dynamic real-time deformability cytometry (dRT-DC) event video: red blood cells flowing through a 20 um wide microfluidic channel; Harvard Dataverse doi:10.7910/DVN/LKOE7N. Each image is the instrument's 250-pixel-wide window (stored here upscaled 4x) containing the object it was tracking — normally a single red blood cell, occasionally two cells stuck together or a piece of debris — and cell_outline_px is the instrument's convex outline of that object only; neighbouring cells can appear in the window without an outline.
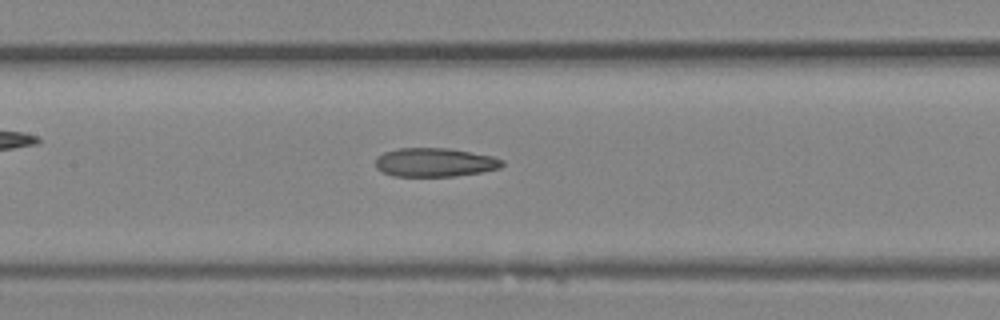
{"species": "Egyptian fruit bat (a non-hibernating species)", "species_latin": "Rousettus aegyptiacus", "temperature_condition": "room temperature", "stored_images_in_passage": 26, "camera_frame_rate_fps": 3000, "um_per_image_px": 0.085, "animal": {"sex": "female"}, "frame": {"image": 1, "passage_image": 15, "time_ms": 4.667, "image_size_px": [1000, 320], "cell_outline_px": [[504, 164], [500, 168], [480, 172], [452, 176], [392, 176], [380, 172], [376, 168], [376, 156], [384, 152], [396, 148], [448, 148], [492, 156], [504, 160]], "centroid_in_image_um": [36.91, 13.8], "position_along_channel_um": 170.5, "area_um2": 21.33}}
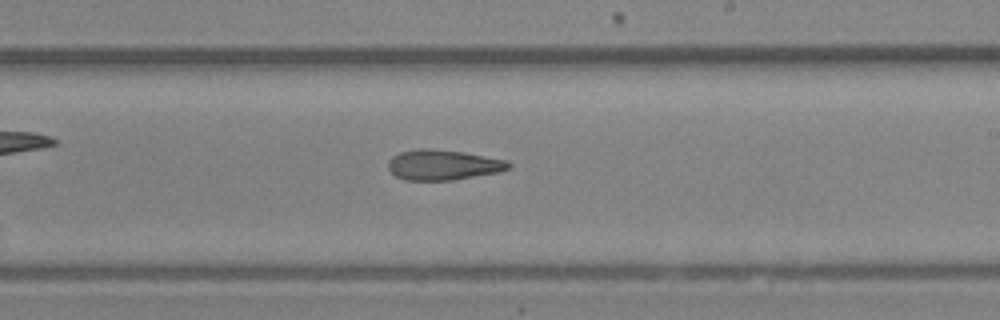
{"frame": {"image": 2, "passage_image": 19, "time_ms": 6.0, "image_size_px": [1000, 320], "cell_outline_px": [[512, 164], [508, 168], [500, 172], [452, 180], [404, 180], [396, 176], [388, 168], [388, 160], [392, 156], [400, 152], [416, 148], [432, 148], [464, 152], [508, 160]], "centroid_in_image_um": [37.66, 14.0], "position_along_channel_um": 251.3, "area_um2": 21.44}}